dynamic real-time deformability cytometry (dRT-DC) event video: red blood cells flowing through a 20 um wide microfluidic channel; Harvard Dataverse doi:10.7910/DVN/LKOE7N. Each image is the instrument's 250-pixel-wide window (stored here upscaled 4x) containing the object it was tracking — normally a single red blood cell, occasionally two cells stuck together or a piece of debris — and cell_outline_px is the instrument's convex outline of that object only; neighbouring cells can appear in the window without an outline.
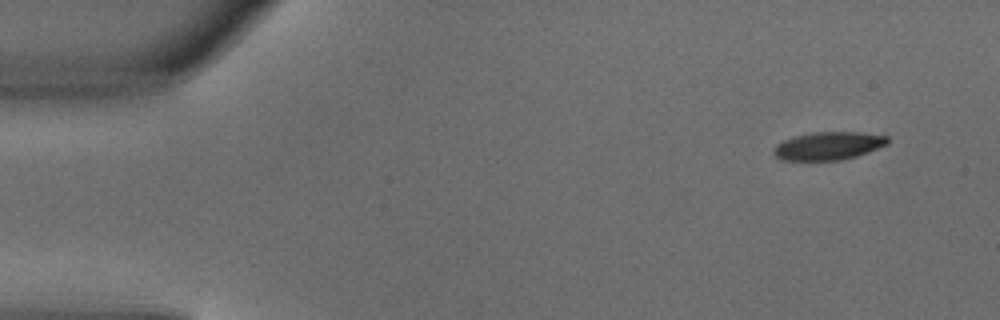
{"species": "common noctule bat (a hibernating species)", "species_latin": "Nyctalus noctula", "temperature_condition": "warm", "stored_images_in_passage": 6, "camera_frame_rate_fps": 3000, "um_per_image_px": 0.085, "animal": {"sex": "male", "body_mass_g": 18.8}, "frame": {"image": 1, "passage_image": 1, "time_ms": 0.0, "image_size_px": [1000, 320], "cell_outline_px": [[888, 144], [868, 152], [856, 156], [840, 160], [780, 160], [772, 152], [776, 144], [792, 136], [812, 132], [860, 132], [888, 136]], "centroid_in_image_um": [70.39, 12.39], "position_along_channel_um": 14.6, "area_um2": 18.67}}
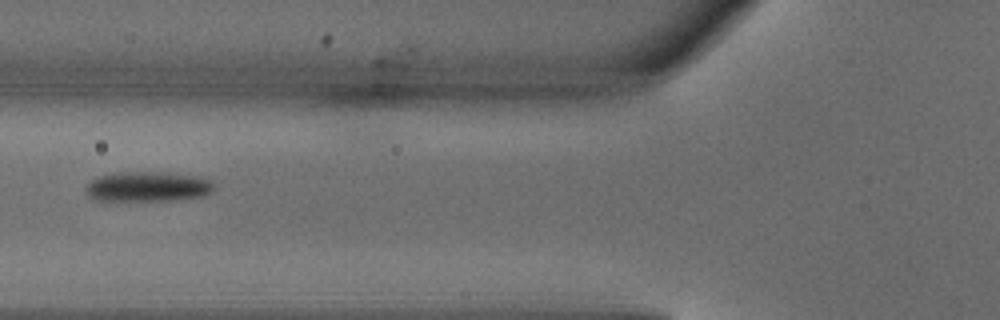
{"frame": {"image": 2, "passage_image": 5, "time_ms": 1.333, "image_size_px": [1000, 320], "cell_outline_px": [[216, 184], [212, 192], [200, 196], [168, 200], [92, 200], [84, 192], [84, 188], [96, 176], [116, 172], [168, 172], [208, 176]], "centroid_in_image_um": [12.59, 15.83], "position_along_channel_um": 113.2, "area_um2": 22.95}}
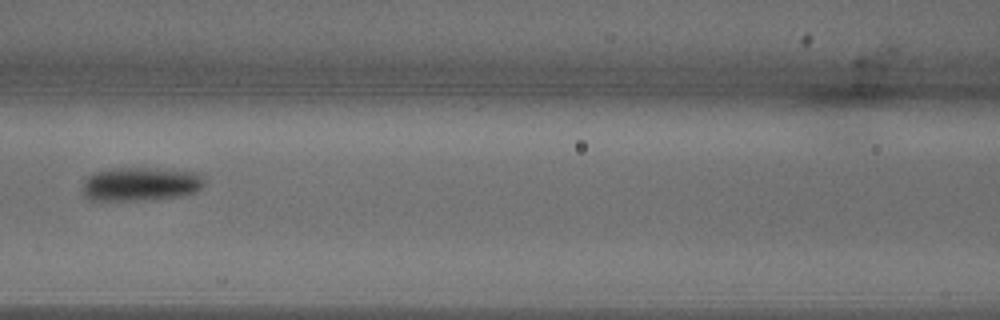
{"frame": {"image": 3, "passage_image": 6, "time_ms": 1.667, "image_size_px": [1000, 320], "cell_outline_px": [[204, 184], [196, 192], [180, 196], [144, 200], [88, 200], [84, 196], [80, 188], [84, 180], [88, 176], [96, 172], [112, 168], [148, 168], [204, 172]], "centroid_in_image_um": [11.95, 15.64], "position_along_channel_um": 154.6, "area_um2": 24.33}}